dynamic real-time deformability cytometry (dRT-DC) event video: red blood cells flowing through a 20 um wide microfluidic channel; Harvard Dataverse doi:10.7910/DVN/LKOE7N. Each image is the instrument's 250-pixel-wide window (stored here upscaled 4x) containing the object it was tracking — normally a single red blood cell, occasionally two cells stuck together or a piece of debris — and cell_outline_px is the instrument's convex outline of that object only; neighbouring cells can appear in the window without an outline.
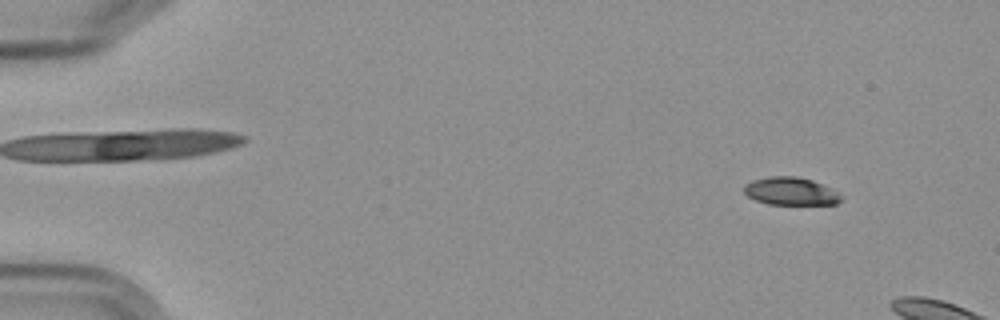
{"species": "Egyptian fruit bat (a non-hibernating species)", "species_latin": "Rousettus aegyptiacus", "temperature_condition": "cold", "stored_images_in_passage": 3, "camera_frame_rate_fps": 3000, "um_per_image_px": 0.085, "frame": {"image": 1, "passage_image": 1, "time_ms": 0.0, "image_size_px": [1000, 320], "cell_outline_px": [[840, 200], [836, 204], [768, 204], [756, 200], [748, 196], [744, 192], [744, 184], [752, 180], [768, 176], [796, 176], [812, 180], [832, 188], [840, 196]], "centroid_in_image_um": [67.17, 16.24], "position_along_channel_um": 17.8, "area_um2": 15.66}}